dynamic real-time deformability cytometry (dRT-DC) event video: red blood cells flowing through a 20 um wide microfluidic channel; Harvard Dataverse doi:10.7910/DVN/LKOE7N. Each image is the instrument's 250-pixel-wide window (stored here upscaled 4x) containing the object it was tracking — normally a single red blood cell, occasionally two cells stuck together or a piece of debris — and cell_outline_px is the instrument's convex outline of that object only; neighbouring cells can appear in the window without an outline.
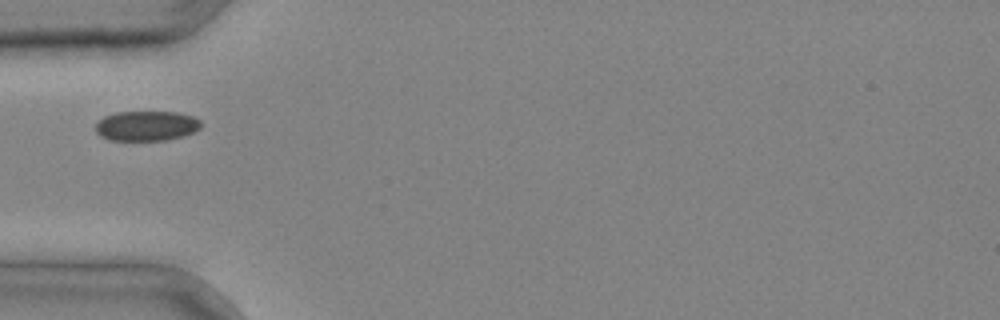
{"species": "common noctule bat (a hibernating species)", "species_latin": "Nyctalus noctula", "temperature_condition": "cold", "stored_images_in_passage": 3, "camera_frame_rate_fps": 3000, "um_per_image_px": 0.085, "animal": {"sex": "male", "body_mass_g": 20.4}, "frame": {"image": 1, "passage_image": 3, "time_ms": 0.667, "image_size_px": [1000, 320], "cell_outline_px": [[200, 128], [184, 136], [164, 140], [112, 140], [100, 136], [96, 132], [96, 124], [104, 116], [116, 112], [176, 112], [192, 116], [200, 120]], "centroid_in_image_um": [12.44, 10.69], "position_along_channel_um": 72.6, "area_um2": 18.26}}